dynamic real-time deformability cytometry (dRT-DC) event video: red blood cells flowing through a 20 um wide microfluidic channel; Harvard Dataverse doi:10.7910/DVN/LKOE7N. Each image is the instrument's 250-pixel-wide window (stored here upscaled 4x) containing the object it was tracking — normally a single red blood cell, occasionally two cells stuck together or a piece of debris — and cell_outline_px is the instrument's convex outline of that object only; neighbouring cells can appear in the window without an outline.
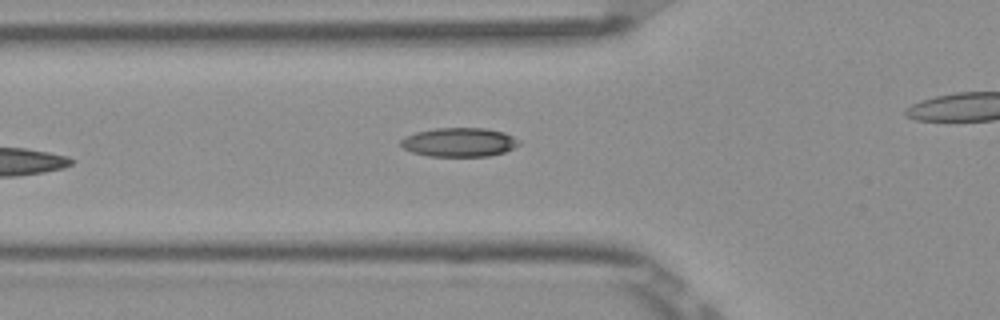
{"species": "Egyptian fruit bat (a non-hibernating species)", "species_latin": "Rousettus aegyptiacus", "temperature_condition": "room temperature", "stored_images_in_passage": 6, "segment_of_instrument_passage": [1, 2], "camera_frame_rate_fps": 3000, "um_per_image_px": 0.085, "frame": {"image": 1, "passage_image": 5, "time_ms": 1.333, "image_size_px": [1000, 320], "cell_outline_px": [[520, 144], [504, 152], [488, 156], [428, 156], [412, 152], [404, 148], [400, 144], [400, 140], [404, 136], [416, 132], [436, 128], [484, 128], [504, 132], [520, 140]], "centroid_in_image_um": [39.02, 12.08], "position_along_channel_um": 86.8, "area_um2": 19.94}}